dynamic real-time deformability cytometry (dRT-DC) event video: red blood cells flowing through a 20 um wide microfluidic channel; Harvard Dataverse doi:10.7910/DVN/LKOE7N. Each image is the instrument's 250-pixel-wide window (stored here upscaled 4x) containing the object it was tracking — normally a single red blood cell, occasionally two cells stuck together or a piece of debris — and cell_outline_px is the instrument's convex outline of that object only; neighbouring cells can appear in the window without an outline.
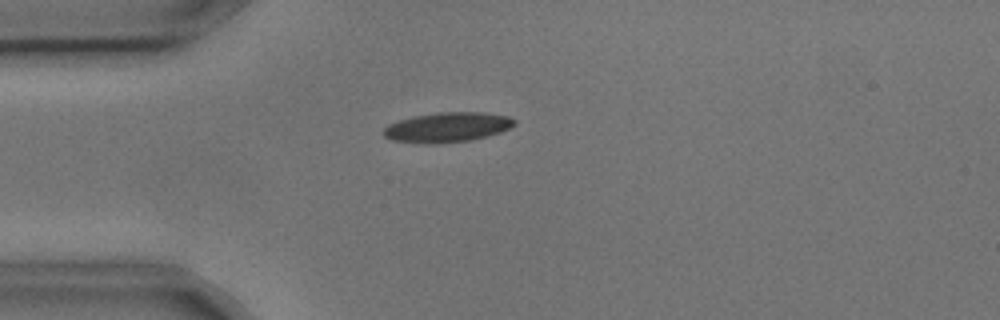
{"species": "common noctule bat (a hibernating species)", "species_latin": "Nyctalus noctula", "temperature_condition": "cold", "stored_images_in_passage": 4, "camera_frame_rate_fps": 3000, "um_per_image_px": 0.085, "animal": {"sex": "male", "body_mass_g": 17.9, "forearm_length_mm": 54.2}, "frame": {"image": 1, "passage_image": 4, "time_ms": 1.0, "image_size_px": [1000, 320], "cell_outline_px": [[516, 124], [500, 132], [488, 136], [468, 140], [432, 144], [428, 144], [392, 140], [384, 136], [384, 128], [388, 124], [400, 120], [416, 116], [440, 112], [484, 112], [508, 116], [516, 120]], "centroid_in_image_um": [38.04, 10.81], "position_along_channel_um": 47.0, "area_um2": 22.54}}